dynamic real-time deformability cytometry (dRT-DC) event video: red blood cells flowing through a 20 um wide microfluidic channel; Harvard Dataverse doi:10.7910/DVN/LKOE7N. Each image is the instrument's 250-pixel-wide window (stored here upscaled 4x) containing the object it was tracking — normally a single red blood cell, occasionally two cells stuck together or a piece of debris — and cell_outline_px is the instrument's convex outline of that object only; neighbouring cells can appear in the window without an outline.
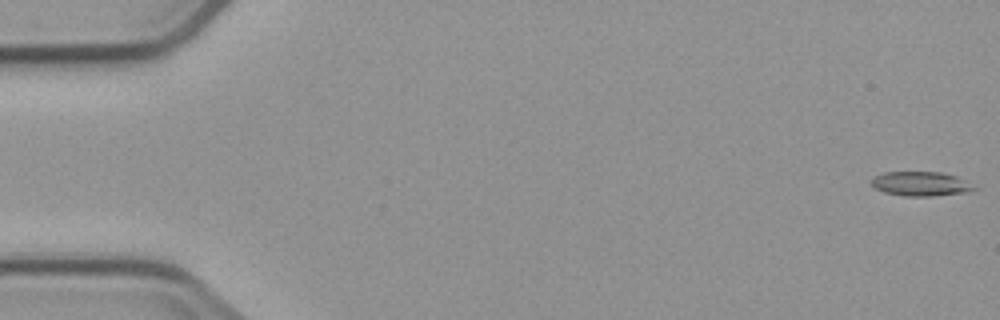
{"species": "common noctule bat (a hibernating species)", "species_latin": "Nyctalus noctula", "temperature_condition": "cold", "stored_images_in_passage": 5, "camera_frame_rate_fps": 3000, "um_per_image_px": 0.085, "animal": {"sex": "male", "body_mass_g": 23.1, "forearm_length_mm": 52.7}, "frame": {"image": 1, "passage_image": 1, "time_ms": 0.0, "image_size_px": [1000, 320], "cell_outline_px": [[976, 188], [968, 192], [932, 196], [904, 196], [884, 192], [876, 188], [872, 184], [872, 180], [876, 176], [884, 172], [940, 172], [956, 176]], "centroid_in_image_um": [78.24, 15.63], "position_along_channel_um": 6.8, "area_um2": 14.28}}
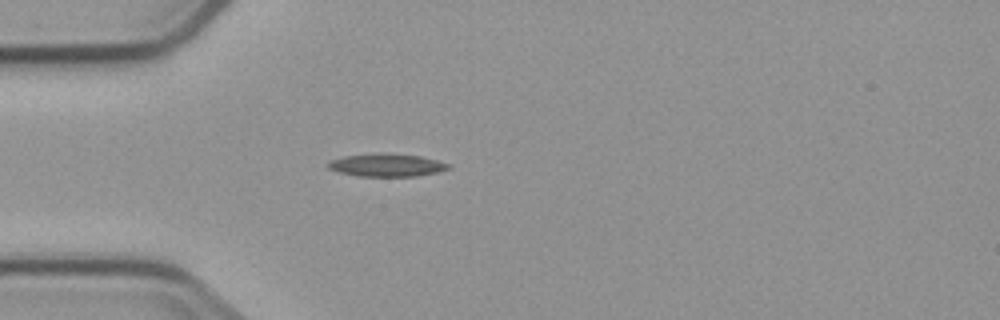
{"frame": {"image": 2, "passage_image": 5, "time_ms": 5.0, "image_size_px": [1000, 320], "cell_outline_px": [[452, 168], [436, 172], [416, 176], [360, 176], [340, 172], [328, 168], [324, 164], [328, 160], [344, 156], [420, 156], [436, 160], [448, 164]], "centroid_in_image_um": [32.83, 14.08], "position_along_channel_um": 52.2, "area_um2": 14.97}}